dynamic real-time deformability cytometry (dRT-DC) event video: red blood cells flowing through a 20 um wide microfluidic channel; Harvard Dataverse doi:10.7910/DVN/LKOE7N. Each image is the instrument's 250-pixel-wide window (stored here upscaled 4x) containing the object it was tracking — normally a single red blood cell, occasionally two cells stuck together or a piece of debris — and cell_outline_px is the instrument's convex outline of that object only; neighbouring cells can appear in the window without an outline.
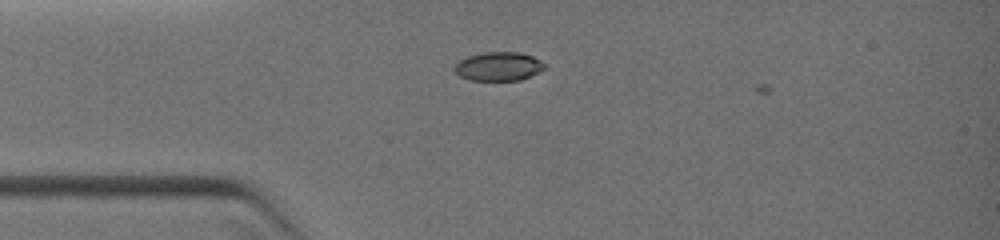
{"species": "common noctule bat (a hibernating species)", "species_latin": "Nyctalus noctula", "temperature_condition": "warm", "stored_images_in_passage": 3, "camera_frame_rate_fps": 3000, "um_per_image_px": 0.085, "animal": {"sex": "female", "body_mass_g": 19.0, "forearm_length_mm": 51.5}, "frame": {"image": 1, "passage_image": 2, "time_ms": 0.333, "image_size_px": [1000, 240], "cell_outline_px": [[544, 68], [520, 80], [472, 80], [460, 76], [452, 68], [460, 60], [468, 56], [484, 52], [520, 52], [532, 56], [540, 60], [544, 64]], "centroid_in_image_um": [42.34, 5.63], "position_along_channel_um": 42.7, "area_um2": 14.85}}